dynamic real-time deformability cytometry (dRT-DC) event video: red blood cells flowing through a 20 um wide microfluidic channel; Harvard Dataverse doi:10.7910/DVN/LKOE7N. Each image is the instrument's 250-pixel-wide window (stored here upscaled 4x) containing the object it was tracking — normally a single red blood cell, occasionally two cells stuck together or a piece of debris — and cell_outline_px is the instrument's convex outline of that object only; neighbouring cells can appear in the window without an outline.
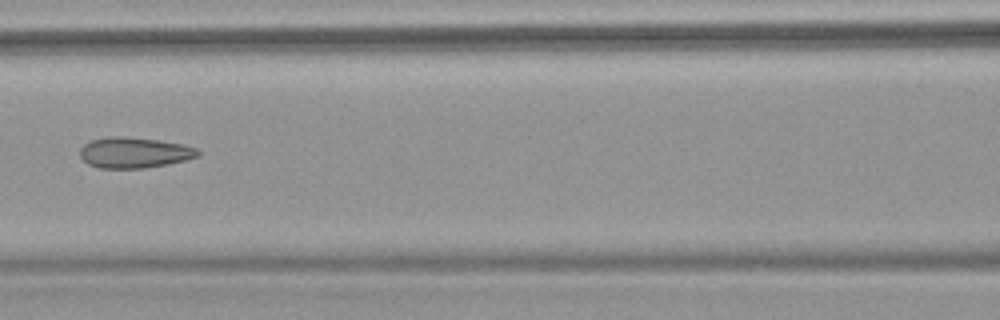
{"species": "common noctule bat (a hibernating species)", "species_latin": "Nyctalus noctula", "temperature_condition": "warm", "stored_images_in_passage": 6, "camera_frame_rate_fps": 3000, "um_per_image_px": 0.085, "animal": {"sex": "female", "body_mass_g": 18.4}, "frame": {"image": 1, "passage_image": 6, "time_ms": 7.333, "image_size_px": [1000, 320], "cell_outline_px": [[200, 156], [168, 164], [144, 168], [100, 168], [88, 164], [80, 156], [80, 148], [84, 144], [92, 140], [108, 136], [124, 136], [156, 140], [184, 144], [196, 148], [200, 152]], "centroid_in_image_um": [11.41, 12.97], "position_along_channel_um": 155.2, "area_um2": 21.1}}